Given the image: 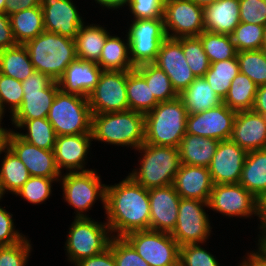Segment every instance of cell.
I'll use <instances>...</instances> for the list:
<instances>
[{
  "label": "cell",
  "mask_w": 266,
  "mask_h": 266,
  "mask_svg": "<svg viewBox=\"0 0 266 266\" xmlns=\"http://www.w3.org/2000/svg\"><path fill=\"white\" fill-rule=\"evenodd\" d=\"M163 19L169 38L199 36L205 31L204 9L190 0H165Z\"/></svg>",
  "instance_id": "cell-15"
},
{
  "label": "cell",
  "mask_w": 266,
  "mask_h": 266,
  "mask_svg": "<svg viewBox=\"0 0 266 266\" xmlns=\"http://www.w3.org/2000/svg\"><path fill=\"white\" fill-rule=\"evenodd\" d=\"M4 116V112L2 111L1 107H0V121H2V117Z\"/></svg>",
  "instance_id": "cell-64"
},
{
  "label": "cell",
  "mask_w": 266,
  "mask_h": 266,
  "mask_svg": "<svg viewBox=\"0 0 266 266\" xmlns=\"http://www.w3.org/2000/svg\"><path fill=\"white\" fill-rule=\"evenodd\" d=\"M262 48H266V26L264 28V39H263V46Z\"/></svg>",
  "instance_id": "cell-63"
},
{
  "label": "cell",
  "mask_w": 266,
  "mask_h": 266,
  "mask_svg": "<svg viewBox=\"0 0 266 266\" xmlns=\"http://www.w3.org/2000/svg\"><path fill=\"white\" fill-rule=\"evenodd\" d=\"M135 69L145 78L151 95H154L158 102L170 101L179 96L173 89L168 75L156 64L147 63Z\"/></svg>",
  "instance_id": "cell-39"
},
{
  "label": "cell",
  "mask_w": 266,
  "mask_h": 266,
  "mask_svg": "<svg viewBox=\"0 0 266 266\" xmlns=\"http://www.w3.org/2000/svg\"><path fill=\"white\" fill-rule=\"evenodd\" d=\"M259 229H266V195L260 201V227Z\"/></svg>",
  "instance_id": "cell-59"
},
{
  "label": "cell",
  "mask_w": 266,
  "mask_h": 266,
  "mask_svg": "<svg viewBox=\"0 0 266 266\" xmlns=\"http://www.w3.org/2000/svg\"><path fill=\"white\" fill-rule=\"evenodd\" d=\"M240 22L266 26L265 0H239Z\"/></svg>",
  "instance_id": "cell-49"
},
{
  "label": "cell",
  "mask_w": 266,
  "mask_h": 266,
  "mask_svg": "<svg viewBox=\"0 0 266 266\" xmlns=\"http://www.w3.org/2000/svg\"><path fill=\"white\" fill-rule=\"evenodd\" d=\"M136 150L141 153L140 167L129 173L136 183L148 190L174 183L181 166L178 148L144 143Z\"/></svg>",
  "instance_id": "cell-5"
},
{
  "label": "cell",
  "mask_w": 266,
  "mask_h": 266,
  "mask_svg": "<svg viewBox=\"0 0 266 266\" xmlns=\"http://www.w3.org/2000/svg\"><path fill=\"white\" fill-rule=\"evenodd\" d=\"M109 35L105 41L97 65L103 71H131L135 67L130 59L129 40Z\"/></svg>",
  "instance_id": "cell-31"
},
{
  "label": "cell",
  "mask_w": 266,
  "mask_h": 266,
  "mask_svg": "<svg viewBox=\"0 0 266 266\" xmlns=\"http://www.w3.org/2000/svg\"><path fill=\"white\" fill-rule=\"evenodd\" d=\"M240 23L239 0H218L204 8V29L231 34Z\"/></svg>",
  "instance_id": "cell-26"
},
{
  "label": "cell",
  "mask_w": 266,
  "mask_h": 266,
  "mask_svg": "<svg viewBox=\"0 0 266 266\" xmlns=\"http://www.w3.org/2000/svg\"><path fill=\"white\" fill-rule=\"evenodd\" d=\"M239 72V63L236 57L211 63L209 70L203 77L210 84L216 94L224 100L227 96L232 80Z\"/></svg>",
  "instance_id": "cell-38"
},
{
  "label": "cell",
  "mask_w": 266,
  "mask_h": 266,
  "mask_svg": "<svg viewBox=\"0 0 266 266\" xmlns=\"http://www.w3.org/2000/svg\"><path fill=\"white\" fill-rule=\"evenodd\" d=\"M209 208L226 217L258 216L260 220V201L239 183L215 184L208 202Z\"/></svg>",
  "instance_id": "cell-13"
},
{
  "label": "cell",
  "mask_w": 266,
  "mask_h": 266,
  "mask_svg": "<svg viewBox=\"0 0 266 266\" xmlns=\"http://www.w3.org/2000/svg\"><path fill=\"white\" fill-rule=\"evenodd\" d=\"M7 0H0V13H5V6Z\"/></svg>",
  "instance_id": "cell-62"
},
{
  "label": "cell",
  "mask_w": 266,
  "mask_h": 266,
  "mask_svg": "<svg viewBox=\"0 0 266 266\" xmlns=\"http://www.w3.org/2000/svg\"><path fill=\"white\" fill-rule=\"evenodd\" d=\"M198 37L210 63L237 57V50L231 35L203 31Z\"/></svg>",
  "instance_id": "cell-40"
},
{
  "label": "cell",
  "mask_w": 266,
  "mask_h": 266,
  "mask_svg": "<svg viewBox=\"0 0 266 266\" xmlns=\"http://www.w3.org/2000/svg\"><path fill=\"white\" fill-rule=\"evenodd\" d=\"M25 237L17 244L0 246V266H26L32 251V244Z\"/></svg>",
  "instance_id": "cell-48"
},
{
  "label": "cell",
  "mask_w": 266,
  "mask_h": 266,
  "mask_svg": "<svg viewBox=\"0 0 266 266\" xmlns=\"http://www.w3.org/2000/svg\"><path fill=\"white\" fill-rule=\"evenodd\" d=\"M93 140L136 150L145 141V115L133 110L92 114Z\"/></svg>",
  "instance_id": "cell-2"
},
{
  "label": "cell",
  "mask_w": 266,
  "mask_h": 266,
  "mask_svg": "<svg viewBox=\"0 0 266 266\" xmlns=\"http://www.w3.org/2000/svg\"><path fill=\"white\" fill-rule=\"evenodd\" d=\"M84 23L75 37L77 59L95 62L99 61L109 32L99 24Z\"/></svg>",
  "instance_id": "cell-29"
},
{
  "label": "cell",
  "mask_w": 266,
  "mask_h": 266,
  "mask_svg": "<svg viewBox=\"0 0 266 266\" xmlns=\"http://www.w3.org/2000/svg\"><path fill=\"white\" fill-rule=\"evenodd\" d=\"M3 196H4V193L2 191L1 184H0V200L3 198Z\"/></svg>",
  "instance_id": "cell-65"
},
{
  "label": "cell",
  "mask_w": 266,
  "mask_h": 266,
  "mask_svg": "<svg viewBox=\"0 0 266 266\" xmlns=\"http://www.w3.org/2000/svg\"><path fill=\"white\" fill-rule=\"evenodd\" d=\"M3 153L5 156L0 164V184L5 195L6 192L16 194L31 177L26 166L8 147Z\"/></svg>",
  "instance_id": "cell-36"
},
{
  "label": "cell",
  "mask_w": 266,
  "mask_h": 266,
  "mask_svg": "<svg viewBox=\"0 0 266 266\" xmlns=\"http://www.w3.org/2000/svg\"><path fill=\"white\" fill-rule=\"evenodd\" d=\"M239 184L261 201L266 195V149L247 152Z\"/></svg>",
  "instance_id": "cell-27"
},
{
  "label": "cell",
  "mask_w": 266,
  "mask_h": 266,
  "mask_svg": "<svg viewBox=\"0 0 266 266\" xmlns=\"http://www.w3.org/2000/svg\"><path fill=\"white\" fill-rule=\"evenodd\" d=\"M35 71L29 52L24 44L0 51V73L23 81Z\"/></svg>",
  "instance_id": "cell-33"
},
{
  "label": "cell",
  "mask_w": 266,
  "mask_h": 266,
  "mask_svg": "<svg viewBox=\"0 0 266 266\" xmlns=\"http://www.w3.org/2000/svg\"><path fill=\"white\" fill-rule=\"evenodd\" d=\"M258 86L245 74L238 73L223 103L235 111L252 110Z\"/></svg>",
  "instance_id": "cell-37"
},
{
  "label": "cell",
  "mask_w": 266,
  "mask_h": 266,
  "mask_svg": "<svg viewBox=\"0 0 266 266\" xmlns=\"http://www.w3.org/2000/svg\"><path fill=\"white\" fill-rule=\"evenodd\" d=\"M61 181V182H60ZM59 182L62 185L63 197L76 211L75 217H89L86 212L100 199L105 209L106 185L101 183L100 175L91 169L83 172H66Z\"/></svg>",
  "instance_id": "cell-8"
},
{
  "label": "cell",
  "mask_w": 266,
  "mask_h": 266,
  "mask_svg": "<svg viewBox=\"0 0 266 266\" xmlns=\"http://www.w3.org/2000/svg\"><path fill=\"white\" fill-rule=\"evenodd\" d=\"M219 140L185 134L178 147L181 164L209 167Z\"/></svg>",
  "instance_id": "cell-28"
},
{
  "label": "cell",
  "mask_w": 266,
  "mask_h": 266,
  "mask_svg": "<svg viewBox=\"0 0 266 266\" xmlns=\"http://www.w3.org/2000/svg\"><path fill=\"white\" fill-rule=\"evenodd\" d=\"M190 1H192L193 3L204 9L205 7L217 2L218 0H190Z\"/></svg>",
  "instance_id": "cell-61"
},
{
  "label": "cell",
  "mask_w": 266,
  "mask_h": 266,
  "mask_svg": "<svg viewBox=\"0 0 266 266\" xmlns=\"http://www.w3.org/2000/svg\"><path fill=\"white\" fill-rule=\"evenodd\" d=\"M246 155L247 152L231 139L219 141L208 167L214 185L239 183Z\"/></svg>",
  "instance_id": "cell-19"
},
{
  "label": "cell",
  "mask_w": 266,
  "mask_h": 266,
  "mask_svg": "<svg viewBox=\"0 0 266 266\" xmlns=\"http://www.w3.org/2000/svg\"><path fill=\"white\" fill-rule=\"evenodd\" d=\"M150 266H179V245L170 233L142 230L124 237Z\"/></svg>",
  "instance_id": "cell-11"
},
{
  "label": "cell",
  "mask_w": 266,
  "mask_h": 266,
  "mask_svg": "<svg viewBox=\"0 0 266 266\" xmlns=\"http://www.w3.org/2000/svg\"><path fill=\"white\" fill-rule=\"evenodd\" d=\"M181 197L173 184L149 189L150 230L172 233Z\"/></svg>",
  "instance_id": "cell-21"
},
{
  "label": "cell",
  "mask_w": 266,
  "mask_h": 266,
  "mask_svg": "<svg viewBox=\"0 0 266 266\" xmlns=\"http://www.w3.org/2000/svg\"><path fill=\"white\" fill-rule=\"evenodd\" d=\"M126 94L129 110L143 113L150 112L159 102L151 95L145 78L134 68L128 71Z\"/></svg>",
  "instance_id": "cell-35"
},
{
  "label": "cell",
  "mask_w": 266,
  "mask_h": 266,
  "mask_svg": "<svg viewBox=\"0 0 266 266\" xmlns=\"http://www.w3.org/2000/svg\"><path fill=\"white\" fill-rule=\"evenodd\" d=\"M179 97L182 99L188 114H197L216 108L223 100L211 88L204 77H196Z\"/></svg>",
  "instance_id": "cell-30"
},
{
  "label": "cell",
  "mask_w": 266,
  "mask_h": 266,
  "mask_svg": "<svg viewBox=\"0 0 266 266\" xmlns=\"http://www.w3.org/2000/svg\"><path fill=\"white\" fill-rule=\"evenodd\" d=\"M246 254L247 257L238 266H266V256L259 248Z\"/></svg>",
  "instance_id": "cell-55"
},
{
  "label": "cell",
  "mask_w": 266,
  "mask_h": 266,
  "mask_svg": "<svg viewBox=\"0 0 266 266\" xmlns=\"http://www.w3.org/2000/svg\"><path fill=\"white\" fill-rule=\"evenodd\" d=\"M93 141L92 134H76L57 136L54 155L56 165L62 174V169L67 172H83L90 169L85 168V160Z\"/></svg>",
  "instance_id": "cell-22"
},
{
  "label": "cell",
  "mask_w": 266,
  "mask_h": 266,
  "mask_svg": "<svg viewBox=\"0 0 266 266\" xmlns=\"http://www.w3.org/2000/svg\"><path fill=\"white\" fill-rule=\"evenodd\" d=\"M12 214L0 206V246H10L19 243L26 236L15 230Z\"/></svg>",
  "instance_id": "cell-51"
},
{
  "label": "cell",
  "mask_w": 266,
  "mask_h": 266,
  "mask_svg": "<svg viewBox=\"0 0 266 266\" xmlns=\"http://www.w3.org/2000/svg\"><path fill=\"white\" fill-rule=\"evenodd\" d=\"M265 26L240 22L230 34L237 52L261 50Z\"/></svg>",
  "instance_id": "cell-42"
},
{
  "label": "cell",
  "mask_w": 266,
  "mask_h": 266,
  "mask_svg": "<svg viewBox=\"0 0 266 266\" xmlns=\"http://www.w3.org/2000/svg\"><path fill=\"white\" fill-rule=\"evenodd\" d=\"M21 81L0 73V107L5 114V105L9 107L12 117L21 107L23 98Z\"/></svg>",
  "instance_id": "cell-45"
},
{
  "label": "cell",
  "mask_w": 266,
  "mask_h": 266,
  "mask_svg": "<svg viewBox=\"0 0 266 266\" xmlns=\"http://www.w3.org/2000/svg\"><path fill=\"white\" fill-rule=\"evenodd\" d=\"M154 64L168 75L172 87L178 95L187 89L196 78L186 62L182 50V37H167L160 46Z\"/></svg>",
  "instance_id": "cell-17"
},
{
  "label": "cell",
  "mask_w": 266,
  "mask_h": 266,
  "mask_svg": "<svg viewBox=\"0 0 266 266\" xmlns=\"http://www.w3.org/2000/svg\"><path fill=\"white\" fill-rule=\"evenodd\" d=\"M252 110L266 116V85L258 87Z\"/></svg>",
  "instance_id": "cell-56"
},
{
  "label": "cell",
  "mask_w": 266,
  "mask_h": 266,
  "mask_svg": "<svg viewBox=\"0 0 266 266\" xmlns=\"http://www.w3.org/2000/svg\"><path fill=\"white\" fill-rule=\"evenodd\" d=\"M41 8L45 31L75 39L84 21L72 0H41Z\"/></svg>",
  "instance_id": "cell-20"
},
{
  "label": "cell",
  "mask_w": 266,
  "mask_h": 266,
  "mask_svg": "<svg viewBox=\"0 0 266 266\" xmlns=\"http://www.w3.org/2000/svg\"><path fill=\"white\" fill-rule=\"evenodd\" d=\"M237 111L222 103L197 114H188L186 133L215 140L231 138Z\"/></svg>",
  "instance_id": "cell-16"
},
{
  "label": "cell",
  "mask_w": 266,
  "mask_h": 266,
  "mask_svg": "<svg viewBox=\"0 0 266 266\" xmlns=\"http://www.w3.org/2000/svg\"><path fill=\"white\" fill-rule=\"evenodd\" d=\"M182 50L186 62L196 77H203L210 68V61L198 36L182 37Z\"/></svg>",
  "instance_id": "cell-43"
},
{
  "label": "cell",
  "mask_w": 266,
  "mask_h": 266,
  "mask_svg": "<svg viewBox=\"0 0 266 266\" xmlns=\"http://www.w3.org/2000/svg\"><path fill=\"white\" fill-rule=\"evenodd\" d=\"M230 139L246 152L266 149V116L254 110L237 111Z\"/></svg>",
  "instance_id": "cell-23"
},
{
  "label": "cell",
  "mask_w": 266,
  "mask_h": 266,
  "mask_svg": "<svg viewBox=\"0 0 266 266\" xmlns=\"http://www.w3.org/2000/svg\"><path fill=\"white\" fill-rule=\"evenodd\" d=\"M188 112L182 99L159 102L145 114L144 143L178 148L186 134Z\"/></svg>",
  "instance_id": "cell-4"
},
{
  "label": "cell",
  "mask_w": 266,
  "mask_h": 266,
  "mask_svg": "<svg viewBox=\"0 0 266 266\" xmlns=\"http://www.w3.org/2000/svg\"><path fill=\"white\" fill-rule=\"evenodd\" d=\"M260 233L258 234L257 246L266 256V229H260Z\"/></svg>",
  "instance_id": "cell-60"
},
{
  "label": "cell",
  "mask_w": 266,
  "mask_h": 266,
  "mask_svg": "<svg viewBox=\"0 0 266 266\" xmlns=\"http://www.w3.org/2000/svg\"><path fill=\"white\" fill-rule=\"evenodd\" d=\"M173 186L181 198L209 202L214 183L208 167L181 164Z\"/></svg>",
  "instance_id": "cell-24"
},
{
  "label": "cell",
  "mask_w": 266,
  "mask_h": 266,
  "mask_svg": "<svg viewBox=\"0 0 266 266\" xmlns=\"http://www.w3.org/2000/svg\"><path fill=\"white\" fill-rule=\"evenodd\" d=\"M60 178H46L31 176L15 194L32 204H42L52 194V183L59 182Z\"/></svg>",
  "instance_id": "cell-44"
},
{
  "label": "cell",
  "mask_w": 266,
  "mask_h": 266,
  "mask_svg": "<svg viewBox=\"0 0 266 266\" xmlns=\"http://www.w3.org/2000/svg\"><path fill=\"white\" fill-rule=\"evenodd\" d=\"M11 121L17 130L26 128V133L16 131V134L23 140L38 148L54 150L57 135L47 118Z\"/></svg>",
  "instance_id": "cell-34"
},
{
  "label": "cell",
  "mask_w": 266,
  "mask_h": 266,
  "mask_svg": "<svg viewBox=\"0 0 266 266\" xmlns=\"http://www.w3.org/2000/svg\"><path fill=\"white\" fill-rule=\"evenodd\" d=\"M36 71L58 81L66 68L77 59L75 40L44 31L24 44Z\"/></svg>",
  "instance_id": "cell-3"
},
{
  "label": "cell",
  "mask_w": 266,
  "mask_h": 266,
  "mask_svg": "<svg viewBox=\"0 0 266 266\" xmlns=\"http://www.w3.org/2000/svg\"><path fill=\"white\" fill-rule=\"evenodd\" d=\"M21 84L24 93L21 107L10 117L11 120L47 118L59 90L58 82L35 70L27 79L21 81Z\"/></svg>",
  "instance_id": "cell-9"
},
{
  "label": "cell",
  "mask_w": 266,
  "mask_h": 266,
  "mask_svg": "<svg viewBox=\"0 0 266 266\" xmlns=\"http://www.w3.org/2000/svg\"><path fill=\"white\" fill-rule=\"evenodd\" d=\"M41 5V0H7L5 14L8 16Z\"/></svg>",
  "instance_id": "cell-54"
},
{
  "label": "cell",
  "mask_w": 266,
  "mask_h": 266,
  "mask_svg": "<svg viewBox=\"0 0 266 266\" xmlns=\"http://www.w3.org/2000/svg\"><path fill=\"white\" fill-rule=\"evenodd\" d=\"M165 0H130L132 20L163 18Z\"/></svg>",
  "instance_id": "cell-50"
},
{
  "label": "cell",
  "mask_w": 266,
  "mask_h": 266,
  "mask_svg": "<svg viewBox=\"0 0 266 266\" xmlns=\"http://www.w3.org/2000/svg\"><path fill=\"white\" fill-rule=\"evenodd\" d=\"M102 71L95 62L76 59L57 81L59 89L88 98L97 85Z\"/></svg>",
  "instance_id": "cell-25"
},
{
  "label": "cell",
  "mask_w": 266,
  "mask_h": 266,
  "mask_svg": "<svg viewBox=\"0 0 266 266\" xmlns=\"http://www.w3.org/2000/svg\"><path fill=\"white\" fill-rule=\"evenodd\" d=\"M1 122L2 121H0V155L8 148V138L12 131L10 128L8 130L6 127L3 128Z\"/></svg>",
  "instance_id": "cell-58"
},
{
  "label": "cell",
  "mask_w": 266,
  "mask_h": 266,
  "mask_svg": "<svg viewBox=\"0 0 266 266\" xmlns=\"http://www.w3.org/2000/svg\"><path fill=\"white\" fill-rule=\"evenodd\" d=\"M131 22L127 37L133 66L154 63L162 42L167 38L164 19H137Z\"/></svg>",
  "instance_id": "cell-10"
},
{
  "label": "cell",
  "mask_w": 266,
  "mask_h": 266,
  "mask_svg": "<svg viewBox=\"0 0 266 266\" xmlns=\"http://www.w3.org/2000/svg\"><path fill=\"white\" fill-rule=\"evenodd\" d=\"M179 266H220V263L200 243H196L179 247Z\"/></svg>",
  "instance_id": "cell-47"
},
{
  "label": "cell",
  "mask_w": 266,
  "mask_h": 266,
  "mask_svg": "<svg viewBox=\"0 0 266 266\" xmlns=\"http://www.w3.org/2000/svg\"><path fill=\"white\" fill-rule=\"evenodd\" d=\"M74 266H116V263L113 252L111 248L108 247L97 255L80 260Z\"/></svg>",
  "instance_id": "cell-53"
},
{
  "label": "cell",
  "mask_w": 266,
  "mask_h": 266,
  "mask_svg": "<svg viewBox=\"0 0 266 266\" xmlns=\"http://www.w3.org/2000/svg\"><path fill=\"white\" fill-rule=\"evenodd\" d=\"M128 71H102L88 96L92 114L129 110L126 85Z\"/></svg>",
  "instance_id": "cell-14"
},
{
  "label": "cell",
  "mask_w": 266,
  "mask_h": 266,
  "mask_svg": "<svg viewBox=\"0 0 266 266\" xmlns=\"http://www.w3.org/2000/svg\"><path fill=\"white\" fill-rule=\"evenodd\" d=\"M204 207L209 208L208 202L187 198L180 199L176 227L171 233L179 246L203 244L211 236L212 227Z\"/></svg>",
  "instance_id": "cell-12"
},
{
  "label": "cell",
  "mask_w": 266,
  "mask_h": 266,
  "mask_svg": "<svg viewBox=\"0 0 266 266\" xmlns=\"http://www.w3.org/2000/svg\"><path fill=\"white\" fill-rule=\"evenodd\" d=\"M240 73L247 75L258 87L266 85V56L261 50L237 52Z\"/></svg>",
  "instance_id": "cell-41"
},
{
  "label": "cell",
  "mask_w": 266,
  "mask_h": 266,
  "mask_svg": "<svg viewBox=\"0 0 266 266\" xmlns=\"http://www.w3.org/2000/svg\"><path fill=\"white\" fill-rule=\"evenodd\" d=\"M8 147L26 166L31 176L61 177L62 174L56 165L54 150L38 148L23 140L13 130L8 138Z\"/></svg>",
  "instance_id": "cell-18"
},
{
  "label": "cell",
  "mask_w": 266,
  "mask_h": 266,
  "mask_svg": "<svg viewBox=\"0 0 266 266\" xmlns=\"http://www.w3.org/2000/svg\"><path fill=\"white\" fill-rule=\"evenodd\" d=\"M263 49V51H264V53H265V56H266V48H262Z\"/></svg>",
  "instance_id": "cell-66"
},
{
  "label": "cell",
  "mask_w": 266,
  "mask_h": 266,
  "mask_svg": "<svg viewBox=\"0 0 266 266\" xmlns=\"http://www.w3.org/2000/svg\"><path fill=\"white\" fill-rule=\"evenodd\" d=\"M17 45L15 41L10 16L0 13V51Z\"/></svg>",
  "instance_id": "cell-52"
},
{
  "label": "cell",
  "mask_w": 266,
  "mask_h": 266,
  "mask_svg": "<svg viewBox=\"0 0 266 266\" xmlns=\"http://www.w3.org/2000/svg\"><path fill=\"white\" fill-rule=\"evenodd\" d=\"M10 22L17 44H25L45 31L41 5L10 15Z\"/></svg>",
  "instance_id": "cell-32"
},
{
  "label": "cell",
  "mask_w": 266,
  "mask_h": 266,
  "mask_svg": "<svg viewBox=\"0 0 266 266\" xmlns=\"http://www.w3.org/2000/svg\"><path fill=\"white\" fill-rule=\"evenodd\" d=\"M48 121L57 136L92 134V113L88 98L58 90L50 107Z\"/></svg>",
  "instance_id": "cell-6"
},
{
  "label": "cell",
  "mask_w": 266,
  "mask_h": 266,
  "mask_svg": "<svg viewBox=\"0 0 266 266\" xmlns=\"http://www.w3.org/2000/svg\"><path fill=\"white\" fill-rule=\"evenodd\" d=\"M105 214L113 237H125L134 231L149 230V190L129 175L118 184L106 185Z\"/></svg>",
  "instance_id": "cell-1"
},
{
  "label": "cell",
  "mask_w": 266,
  "mask_h": 266,
  "mask_svg": "<svg viewBox=\"0 0 266 266\" xmlns=\"http://www.w3.org/2000/svg\"><path fill=\"white\" fill-rule=\"evenodd\" d=\"M90 217H74L66 238L65 250L69 262L75 265L84 258L97 255L109 247L113 237L108 224Z\"/></svg>",
  "instance_id": "cell-7"
},
{
  "label": "cell",
  "mask_w": 266,
  "mask_h": 266,
  "mask_svg": "<svg viewBox=\"0 0 266 266\" xmlns=\"http://www.w3.org/2000/svg\"><path fill=\"white\" fill-rule=\"evenodd\" d=\"M109 247L116 266H150L124 237H112Z\"/></svg>",
  "instance_id": "cell-46"
},
{
  "label": "cell",
  "mask_w": 266,
  "mask_h": 266,
  "mask_svg": "<svg viewBox=\"0 0 266 266\" xmlns=\"http://www.w3.org/2000/svg\"><path fill=\"white\" fill-rule=\"evenodd\" d=\"M96 2V4H100V7L102 6V8H107V9H120L122 7H124L125 5L128 6L130 0H94Z\"/></svg>",
  "instance_id": "cell-57"
}]
</instances>
